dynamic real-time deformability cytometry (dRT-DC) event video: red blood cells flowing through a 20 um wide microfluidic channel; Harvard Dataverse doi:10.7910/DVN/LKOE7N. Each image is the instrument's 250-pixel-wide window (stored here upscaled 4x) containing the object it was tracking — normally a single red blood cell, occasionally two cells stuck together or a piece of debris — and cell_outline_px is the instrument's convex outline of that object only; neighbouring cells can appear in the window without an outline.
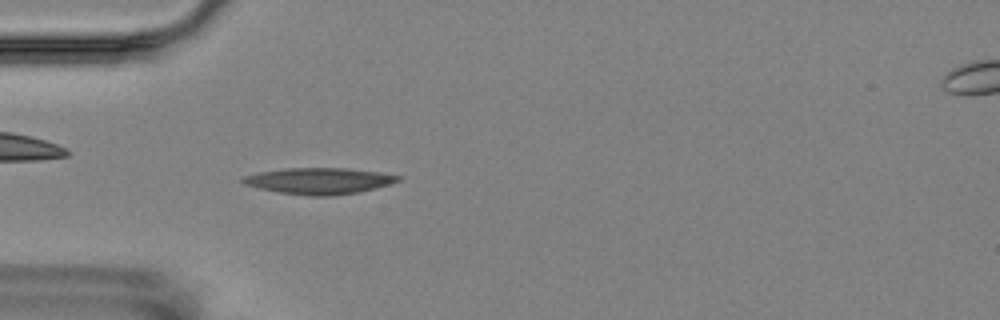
{"species": "Egyptian fruit bat (a non-hibernating species)", "species_latin": "Rousettus aegyptiacus", "temperature_condition": "room temperature", "stored_images_in_passage": 4, "camera_frame_rate_fps": 3000, "um_per_image_px": 0.085, "animal": {"sex": "female"}, "frame": {"image": 1, "passage_image": 4, "time_ms": 5.0, "image_size_px": [1000, 320], "cell_outline_px": [[400, 180], [376, 188], [356, 192], [332, 196], [308, 196], [280, 192], [260, 188], [244, 184], [240, 180], [244, 176], [260, 172], [284, 168], [344, 168], [380, 172], [400, 176]], "centroid_in_image_um": [27.11, 15.37], "position_along_channel_um": 57.9, "area_um2": 23.52}}